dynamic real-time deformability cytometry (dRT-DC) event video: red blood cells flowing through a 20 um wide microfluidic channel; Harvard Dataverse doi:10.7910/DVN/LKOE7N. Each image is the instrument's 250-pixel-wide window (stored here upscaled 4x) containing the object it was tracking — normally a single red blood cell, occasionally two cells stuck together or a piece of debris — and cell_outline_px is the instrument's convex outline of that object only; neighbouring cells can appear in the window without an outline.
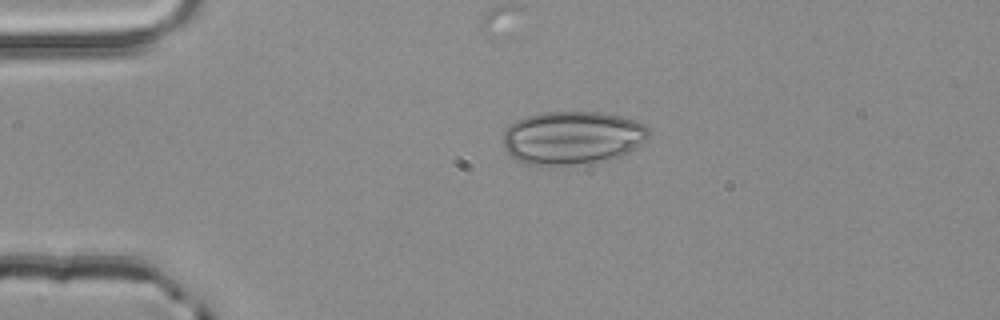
{"species": "common noctule bat (a hibernating species)", "species_latin": "Nyctalus noctula", "temperature_condition": "room temperature", "stored_images_in_passage": 2, "camera_frame_rate_fps": 3000, "um_per_image_px": 0.085, "animal": {"sex": "male", "body_mass_g": 20.4}, "frame": {"image": 1, "passage_image": 1, "time_ms": 0.0, "image_size_px": [1000, 320], "cell_outline_px": [[652, 136], [636, 148], [620, 156], [608, 160], [540, 168], [516, 160], [504, 148], [504, 128], [516, 120], [524, 116], [540, 112], [604, 112], [636, 120], [652, 128]], "centroid_in_image_um": [48.67, 11.71], "position_along_channel_um": 36.3, "area_um2": 46.36}}